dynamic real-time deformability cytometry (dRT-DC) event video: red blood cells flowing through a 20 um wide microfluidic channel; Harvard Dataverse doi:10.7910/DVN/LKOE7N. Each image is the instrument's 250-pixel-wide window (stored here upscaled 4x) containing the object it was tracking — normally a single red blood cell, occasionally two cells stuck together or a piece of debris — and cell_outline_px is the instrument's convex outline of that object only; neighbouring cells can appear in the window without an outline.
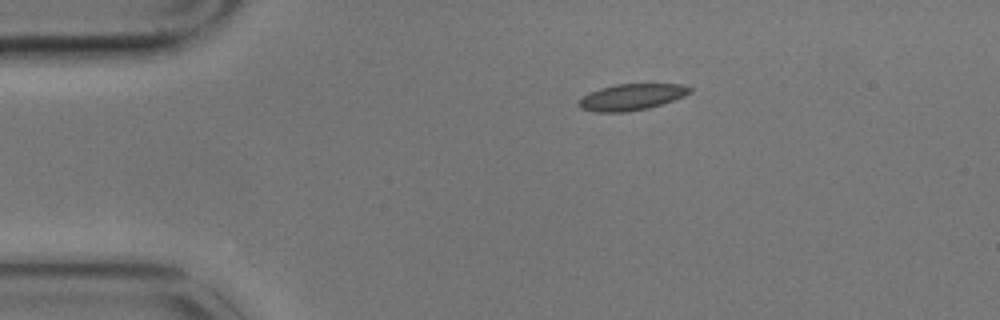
{"species": "common noctule bat (a hibernating species)", "species_latin": "Nyctalus noctula", "temperature_condition": "cold", "stored_images_in_passage": 2, "camera_frame_rate_fps": 3000, "um_per_image_px": 0.085, "animal": {"sex": "male", "body_mass_g": 17.9}, "frame": {"image": 1, "passage_image": 1, "time_ms": 0.0, "image_size_px": [1000, 320], "cell_outline_px": [[692, 92], [684, 96], [648, 108], [624, 112], [596, 112], [580, 108], [576, 104], [584, 96], [600, 88], [616, 84], [680, 84], [692, 88]], "centroid_in_image_um": [53.68, 8.25], "position_along_channel_um": 31.3, "area_um2": 16.82}}